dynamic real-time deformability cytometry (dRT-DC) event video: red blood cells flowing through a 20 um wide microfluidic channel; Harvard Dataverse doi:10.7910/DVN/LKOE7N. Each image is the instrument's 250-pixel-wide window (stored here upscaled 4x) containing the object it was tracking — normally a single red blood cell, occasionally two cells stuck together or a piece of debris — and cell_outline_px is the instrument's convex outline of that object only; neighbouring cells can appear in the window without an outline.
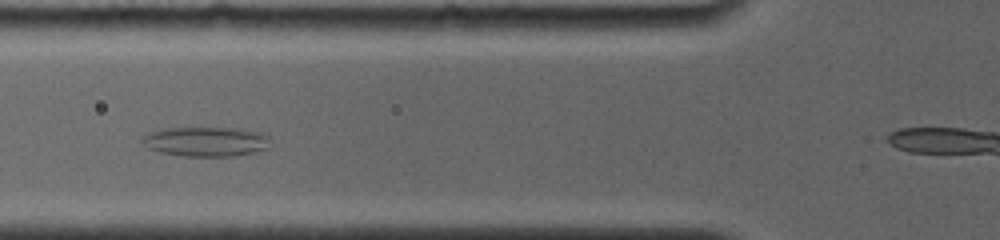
{"species": "common noctule bat (a hibernating species)", "species_latin": "Nyctalus noctula", "temperature_condition": "room temperature", "stored_images_in_passage": 29, "camera_frame_rate_fps": 4000, "um_per_image_px": 0.085, "animal": {"sex": "female", "body_mass_g": 19.0, "forearm_length_mm": 56.7}, "frame": {"image": 1, "passage_image": 6, "time_ms": 2.0, "image_size_px": [1000, 240], "cell_outline_px": [[272, 136], [268, 148], [256, 152], [232, 156], [184, 156], [160, 152], [148, 148], [140, 140], [144, 136], [152, 132], [164, 128], [244, 128], [260, 132]], "centroid_in_image_um": [17.58, 12.03], "position_along_channel_um": 108.2, "area_um2": 22.31}}
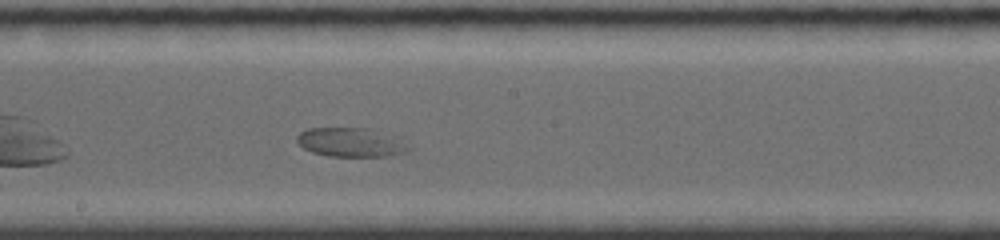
{"frame": {"image": 2, "passage_image": 14, "time_ms": 5.0, "image_size_px": [1000, 240], "cell_outline_px": [[412, 148], [408, 152], [392, 156], [328, 156], [312, 152], [304, 148], [296, 140], [296, 136], [300, 132], [308, 128], [364, 128]], "centroid_in_image_um": [29.67, 12.13], "position_along_channel_um": 218.5, "area_um2": 18.03}}
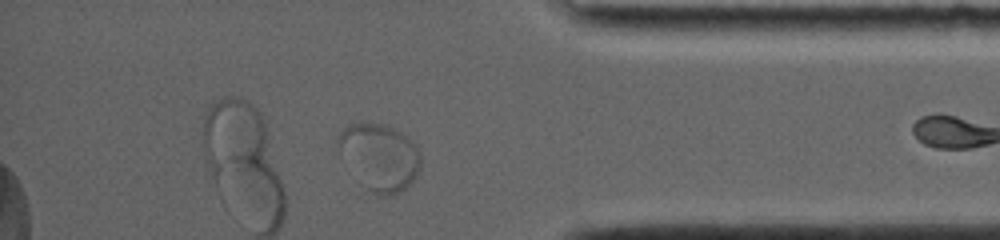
{"frame": {"image": 3, "passage_image": 26, "time_ms": 10.25, "image_size_px": [1000, 240], "cell_outline_px": [[420, 168], [416, 176], [400, 192], [392, 196], [372, 192], [340, 152], [336, 140], [340, 132], [348, 124], [380, 124], [392, 128], [400, 132], [412, 140], [420, 152]], "centroid_in_image_um": [32.31, 13.31], "position_along_channel_um": 402.9, "area_um2": 30.81}}